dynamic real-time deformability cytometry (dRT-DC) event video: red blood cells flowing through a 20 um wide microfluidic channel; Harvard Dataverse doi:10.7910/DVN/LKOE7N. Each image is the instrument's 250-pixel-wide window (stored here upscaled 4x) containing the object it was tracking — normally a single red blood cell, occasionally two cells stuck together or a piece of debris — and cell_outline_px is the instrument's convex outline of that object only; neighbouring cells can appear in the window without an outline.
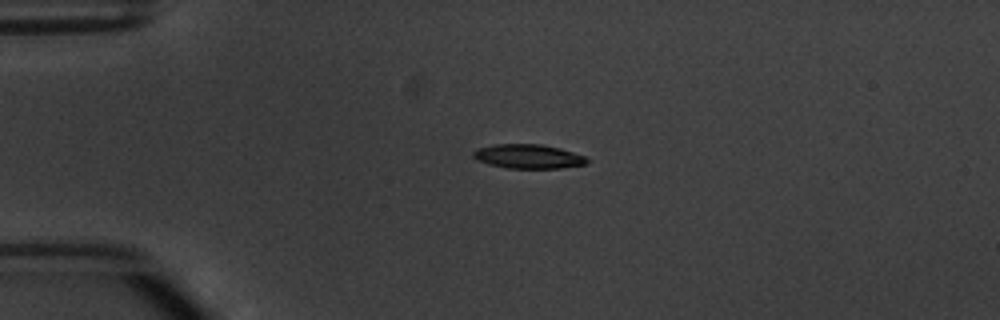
{"species": "common noctule bat (a hibernating species)", "species_latin": "Nyctalus noctula", "temperature_condition": "warm", "stored_images_in_passage": 4, "camera_frame_rate_fps": 3000, "um_per_image_px": 0.085, "animal": {"sex": "male", "body_mass_g": 20.1, "forearm_length_mm": 53.5}, "frame": {"image": 1, "passage_image": 3, "time_ms": 2.333, "image_size_px": [1000, 320], "cell_outline_px": [[588, 160], [584, 164], [560, 168], [508, 168], [488, 164], [476, 160], [472, 156], [472, 152], [476, 148], [496, 144], [540, 144], [560, 148], [584, 156]], "centroid_in_image_um": [44.83, 13.29], "position_along_channel_um": 40.2, "area_um2": 15.95}}